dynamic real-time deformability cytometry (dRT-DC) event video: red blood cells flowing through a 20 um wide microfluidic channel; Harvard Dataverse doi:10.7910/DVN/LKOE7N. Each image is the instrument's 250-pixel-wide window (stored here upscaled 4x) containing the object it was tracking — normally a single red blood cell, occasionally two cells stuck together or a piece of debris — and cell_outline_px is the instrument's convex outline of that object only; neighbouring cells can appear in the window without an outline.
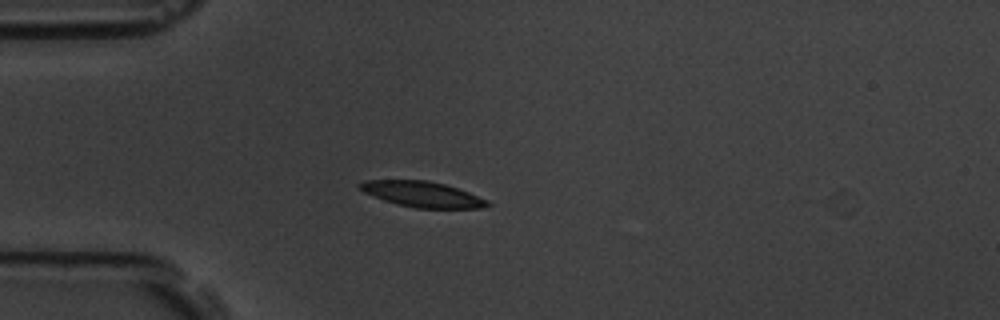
{"species": "common noctule bat (a hibernating species)", "species_latin": "Nyctalus noctula", "temperature_condition": "room temperature", "stored_images_in_passage": 2, "camera_frame_rate_fps": 3000, "um_per_image_px": 0.085, "animal": {"sex": "male", "body_mass_g": 19.5, "forearm_length_mm": 54.6}, "frame": {"image": 1, "passage_image": 1, "time_ms": 0.0, "image_size_px": [1000, 320], "cell_outline_px": [[492, 204], [480, 208], [416, 208], [396, 204], [384, 200], [364, 192], [356, 188], [356, 184], [364, 180], [428, 180], [444, 184], [468, 192], [488, 200]], "centroid_in_image_um": [35.85, 16.5], "position_along_channel_um": 49.2, "area_um2": 19.07}}